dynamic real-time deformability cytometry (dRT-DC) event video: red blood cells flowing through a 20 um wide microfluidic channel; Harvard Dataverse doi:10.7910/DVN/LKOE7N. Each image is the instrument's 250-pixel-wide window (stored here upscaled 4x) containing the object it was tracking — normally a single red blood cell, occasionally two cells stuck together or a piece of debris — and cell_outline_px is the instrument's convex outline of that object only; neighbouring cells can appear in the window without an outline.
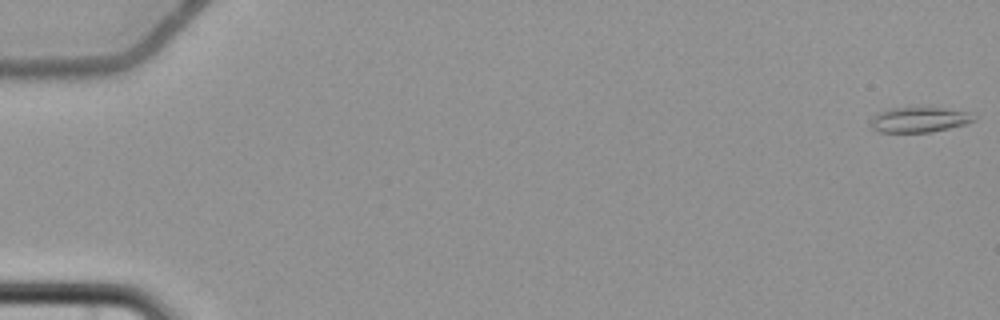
{"species": "common noctule bat (a hibernating species)", "species_latin": "Nyctalus noctula", "temperature_condition": "cold", "stored_images_in_passage": 5, "camera_frame_rate_fps": 3000, "um_per_image_px": 0.085, "animal": {"sex": "female", "body_mass_g": 22.7, "forearm_length_mm": 54.2}, "frame": {"image": 1, "passage_image": 1, "time_ms": 0.0, "image_size_px": [1000, 320], "cell_outline_px": [[976, 120], [964, 124], [948, 128], [928, 132], [880, 132], [872, 128], [868, 124], [868, 120], [872, 116], [880, 112], [892, 108], [944, 108], [968, 112]], "centroid_in_image_um": [78.05, 10.18], "position_along_channel_um": 6.9, "area_um2": 14.97}}